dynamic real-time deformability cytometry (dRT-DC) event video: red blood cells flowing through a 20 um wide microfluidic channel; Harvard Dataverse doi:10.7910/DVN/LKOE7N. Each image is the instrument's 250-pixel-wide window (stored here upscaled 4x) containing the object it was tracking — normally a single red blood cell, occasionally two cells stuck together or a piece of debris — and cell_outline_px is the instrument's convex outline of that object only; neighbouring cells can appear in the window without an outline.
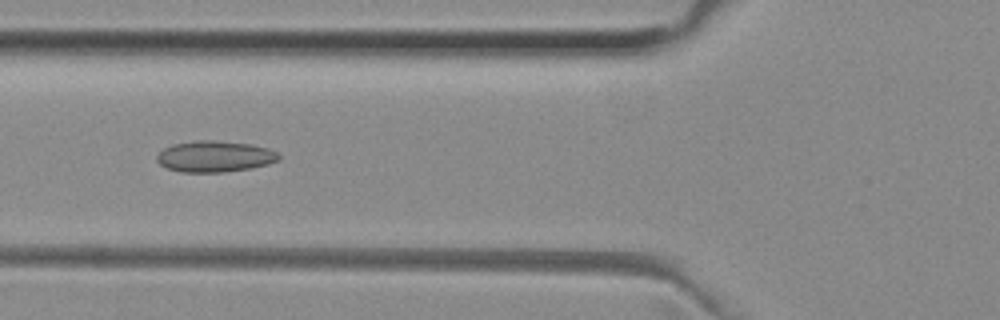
{"species": "common noctule bat (a hibernating species)", "species_latin": "Nyctalus noctula", "temperature_condition": "room temperature", "stored_images_in_passage": 49, "camera_frame_rate_fps": 3000, "um_per_image_px": 0.085, "animal": {"sex": "female", "body_mass_g": 29.2, "forearm_length_mm": 56.3}, "frame": {"image": 1, "passage_image": 17, "time_ms": 5.333, "image_size_px": [1000, 320], "cell_outline_px": [[280, 160], [268, 164], [252, 168], [224, 172], [180, 172], [168, 168], [160, 164], [156, 160], [156, 156], [164, 148], [172, 144], [196, 140], [212, 140], [248, 144], [268, 148], [276, 152], [280, 156]], "centroid_in_image_um": [18.25, 13.3], "position_along_channel_um": 107.6, "area_um2": 22.14}}
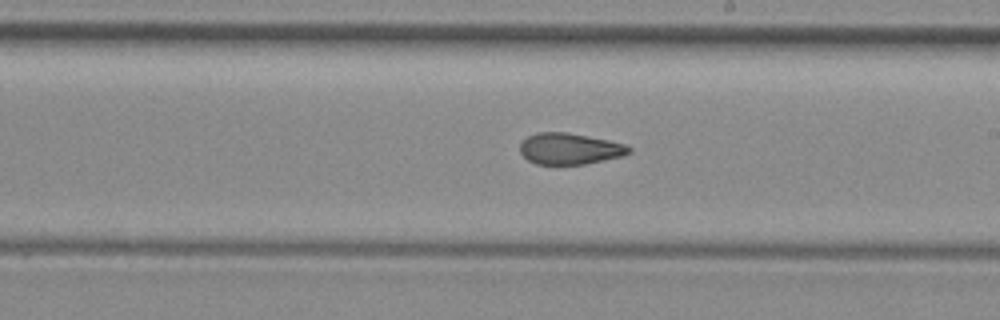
{"frame": {"image": 2, "passage_image": 27, "time_ms": 8.667, "image_size_px": [1000, 320], "cell_outline_px": [[632, 152], [624, 156], [584, 164], [536, 164], [528, 160], [520, 152], [520, 144], [528, 136], [536, 132], [568, 132], [608, 140], [624, 144], [632, 148]], "centroid_in_image_um": [48.44, 12.64], "position_along_channel_um": 240.6, "area_um2": 19.88}}
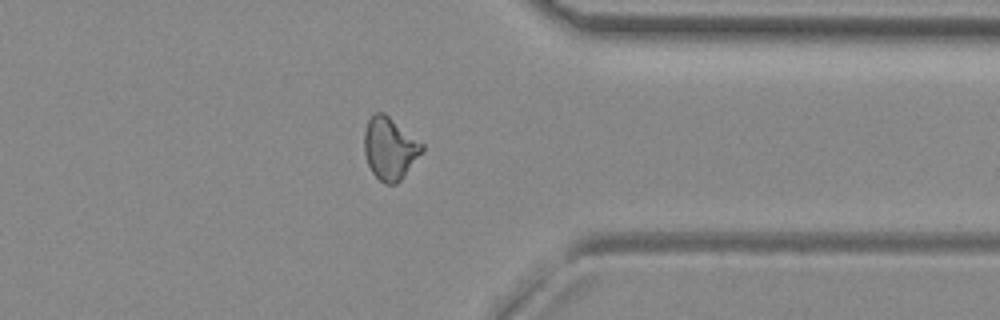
{"frame": {"image": 3, "passage_image": 38, "time_ms": 12.333, "image_size_px": [1000, 320], "cell_outline_px": [[424, 148], [400, 180], [396, 184], [384, 184], [372, 172], [368, 164], [364, 152], [364, 132], [368, 120], [372, 112], [384, 112], [424, 144]], "centroid_in_image_um": [33.1, 12.58], "position_along_channel_um": 378.3, "area_um2": 20.81}, "authors_computed_cell_mechanics": {"area_um2": 20.808, "velocity_mm_per_s": 3.9889, "shape_relaxation_time_tau1_ms": null, "shape_relaxation_time_tau2_ms": 2.0413, "deformation_change_tau1": null, "deformation_change_tau2": 0.0832}}